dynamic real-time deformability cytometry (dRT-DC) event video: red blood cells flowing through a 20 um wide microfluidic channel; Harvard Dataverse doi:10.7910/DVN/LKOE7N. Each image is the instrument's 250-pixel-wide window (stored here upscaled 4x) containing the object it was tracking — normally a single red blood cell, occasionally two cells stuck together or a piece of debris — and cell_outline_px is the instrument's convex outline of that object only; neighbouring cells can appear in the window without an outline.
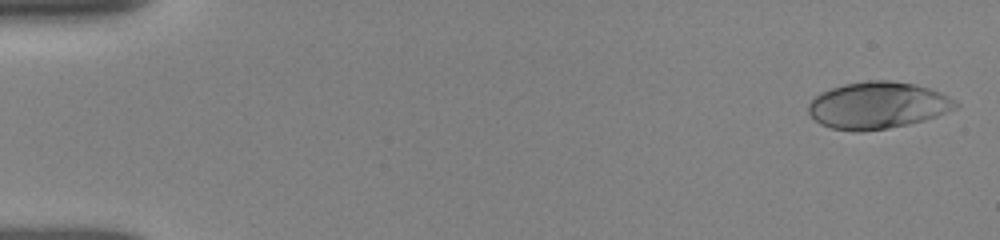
{"species": "human", "species_latin": "Homo sapiens", "temperature_condition": "room temperature", "stored_images_in_passage": 61, "camera_frame_rate_fps": 3000, "um_per_image_px": 0.085, "donor": {"sex": "female"}, "frame": {"image": 1, "passage_image": 2, "time_ms": 0.333, "image_size_px": [1000, 240], "cell_outline_px": [[960, 104], [956, 108], [936, 116], [924, 120], [908, 124], [888, 128], [860, 132], [856, 132], [832, 128], [820, 124], [808, 112], [808, 104], [820, 92], [844, 84], [868, 80], [888, 80], [912, 84], [928, 88], [940, 92], [956, 100]], "centroid_in_image_um": [74.6, 8.95], "position_along_channel_um": 10.4, "area_um2": 40.06}}
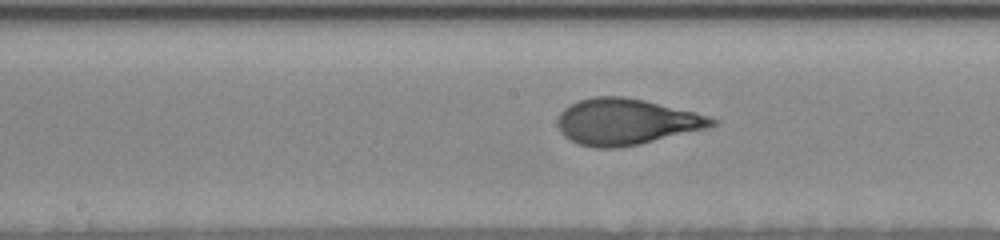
{"frame": {"image": 2, "passage_image": 32, "time_ms": 8.667, "image_size_px": [1000, 240], "cell_outline_px": [[716, 124], [708, 128], [640, 144], [616, 148], [596, 148], [576, 144], [564, 136], [560, 128], [560, 112], [564, 108], [580, 100], [596, 96], [620, 96], [644, 100], [696, 112], [716, 120]], "centroid_in_image_um": [53.23, 10.36], "position_along_channel_um": 195.0, "area_um2": 41.1}}
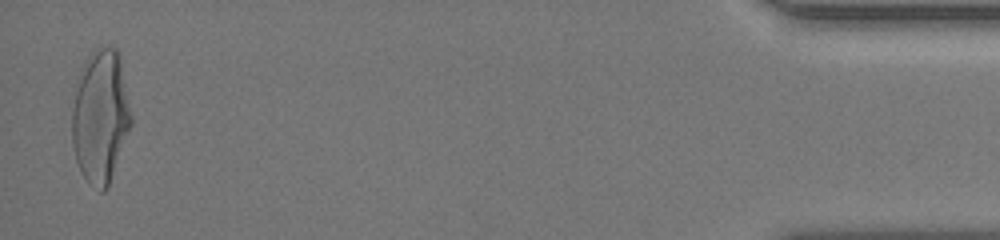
{"frame": {"image": 3, "passage_image": 60, "time_ms": 16.667, "image_size_px": [1000, 240], "cell_outline_px": [[132, 124], [108, 184], [104, 192], [100, 192], [92, 188], [88, 184], [80, 172], [76, 160], [72, 144], [72, 108], [76, 80], [80, 68], [88, 56], [100, 44], [116, 48], [120, 56], [132, 116]], "centroid_in_image_um": [8.52, 9.87], "position_along_channel_um": 426.7, "area_um2": 46.47}, "authors_computed_cell_mechanics": {"area_um2": 40.4022, "velocity_mm_per_s": 3.9009, "shape_relaxation_time_tau1_ms": 4.5338, "shape_relaxation_time_tau2_ms": null, "deformation_change_tau1": 0.2066, "deformation_change_tau2": null}}